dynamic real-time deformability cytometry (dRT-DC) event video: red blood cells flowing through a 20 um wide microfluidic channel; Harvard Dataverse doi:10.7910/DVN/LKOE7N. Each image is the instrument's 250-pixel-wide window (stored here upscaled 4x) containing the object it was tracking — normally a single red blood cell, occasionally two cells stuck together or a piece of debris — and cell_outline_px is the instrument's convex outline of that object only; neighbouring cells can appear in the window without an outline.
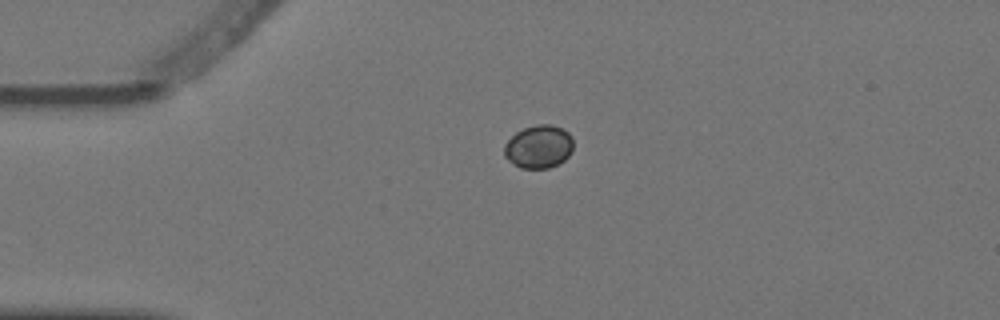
{"species": "Egyptian fruit bat (a non-hibernating species)", "species_latin": "Rousettus aegyptiacus", "temperature_condition": "warm", "stored_images_in_passage": 3, "camera_frame_rate_fps": 3000, "um_per_image_px": 0.085, "animal": {"sex": "female"}, "frame": {"image": 1, "passage_image": 1, "time_ms": 0.0, "image_size_px": [1000, 320], "cell_outline_px": [[572, 152], [564, 160], [548, 168], [520, 168], [512, 164], [504, 156], [504, 144], [516, 132], [524, 128], [536, 124], [552, 124], [568, 132], [572, 136]], "centroid_in_image_um": [45.77, 12.46], "position_along_channel_um": 39.2, "area_um2": 17.4}}
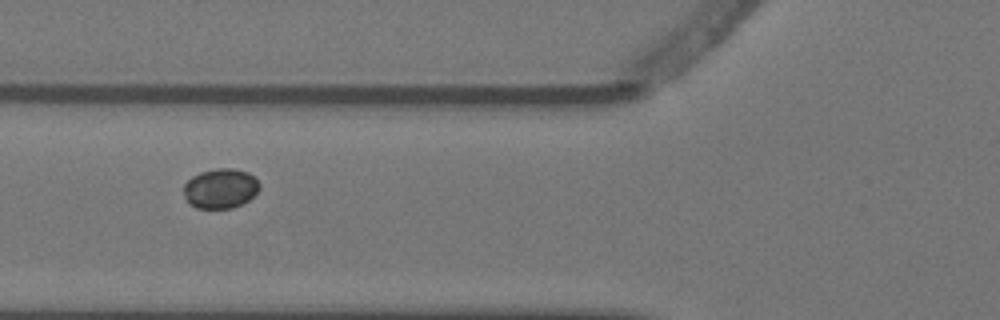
{"frame": {"image": 2, "passage_image": 3, "time_ms": 0.667, "image_size_px": [1000, 320], "cell_outline_px": [[260, 188], [248, 200], [232, 208], [196, 208], [188, 204], [184, 196], [184, 184], [192, 176], [200, 172], [216, 168], [232, 168], [248, 172], [260, 184]], "centroid_in_image_um": [18.71, 16.02], "position_along_channel_um": 107.1, "area_um2": 17.57}}